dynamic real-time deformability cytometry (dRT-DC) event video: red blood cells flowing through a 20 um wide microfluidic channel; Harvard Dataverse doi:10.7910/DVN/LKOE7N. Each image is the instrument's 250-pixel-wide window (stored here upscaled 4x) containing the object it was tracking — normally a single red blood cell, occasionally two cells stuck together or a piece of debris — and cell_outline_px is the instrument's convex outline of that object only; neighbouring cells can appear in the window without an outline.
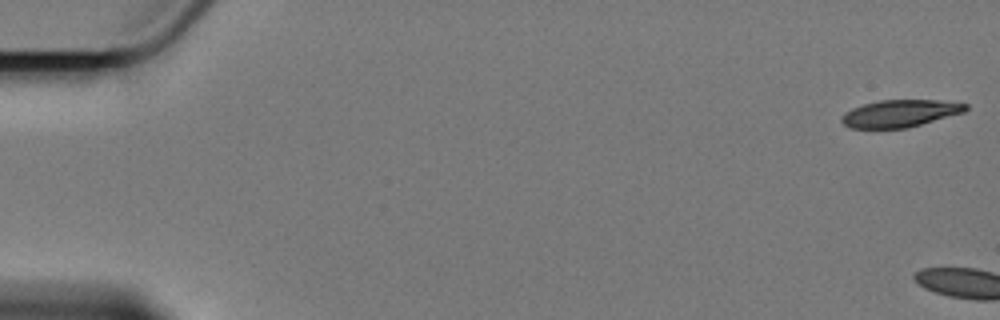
{"species": "Egyptian fruit bat (a non-hibernating species)", "species_latin": "Rousettus aegyptiacus", "temperature_condition": "cold", "stored_images_in_passage": 5, "camera_frame_rate_fps": 3000, "um_per_image_px": 0.085, "animal": {"sex": "female"}, "frame": {"image": 1, "passage_image": 1, "time_ms": 0.0, "image_size_px": [1000, 320], "cell_outline_px": [[968, 108], [964, 112], [908, 128], [848, 128], [840, 120], [840, 116], [844, 112], [852, 108], [864, 104], [880, 100], [936, 100], [968, 104]], "centroid_in_image_um": [76.47, 9.64], "position_along_channel_um": 8.5, "area_um2": 19.71}}